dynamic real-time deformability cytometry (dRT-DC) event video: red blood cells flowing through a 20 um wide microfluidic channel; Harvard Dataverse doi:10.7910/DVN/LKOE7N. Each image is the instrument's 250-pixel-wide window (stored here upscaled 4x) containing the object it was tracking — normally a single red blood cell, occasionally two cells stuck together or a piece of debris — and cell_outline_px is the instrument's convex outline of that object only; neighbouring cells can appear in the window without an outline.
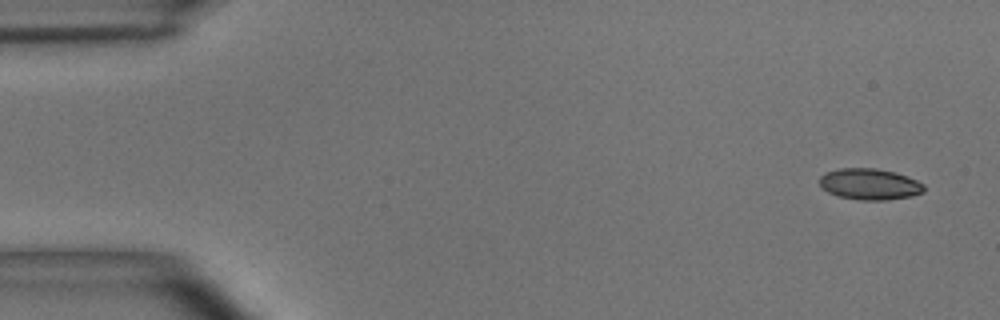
{"species": "common noctule bat (a hibernating species)", "species_latin": "Nyctalus noctula", "temperature_condition": "room temperature", "stored_images_in_passage": 6, "camera_frame_rate_fps": 3000, "um_per_image_px": 0.085, "animal": {"sex": "male", "body_mass_g": 15.6}, "frame": {"image": 1, "passage_image": 1, "time_ms": 0.0, "image_size_px": [1000, 320], "cell_outline_px": [[924, 192], [912, 196], [888, 200], [860, 200], [836, 196], [828, 192], [820, 184], [820, 176], [824, 172], [840, 168], [876, 168], [896, 172], [908, 176], [924, 184]], "centroid_in_image_um": [73.93, 15.65], "position_along_channel_um": 11.1, "area_um2": 19.19}}